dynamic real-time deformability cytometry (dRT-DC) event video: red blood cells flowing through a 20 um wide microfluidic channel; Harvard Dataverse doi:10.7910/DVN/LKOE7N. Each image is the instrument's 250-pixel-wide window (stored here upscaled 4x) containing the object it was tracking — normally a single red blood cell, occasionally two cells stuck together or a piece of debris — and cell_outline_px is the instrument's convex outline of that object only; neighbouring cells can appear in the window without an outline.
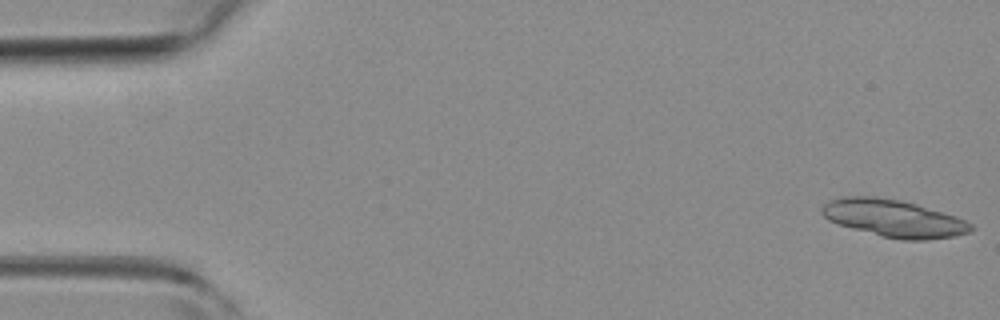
{"species": "common noctule bat (a hibernating species)", "species_latin": "Nyctalus noctula", "temperature_condition": "room temperature", "stored_images_in_passage": 48, "segment_of_instrument_passage": [1, 2], "camera_frame_rate_fps": 3000, "um_per_image_px": 0.085, "animal": {"sex": "female", "body_mass_g": 19.3, "forearm_length_mm": 54.1}, "frame": {"image": 1, "passage_image": 1, "time_ms": 0.0, "image_size_px": [1000, 320], "cell_outline_px": [[976, 228], [968, 232], [956, 236], [924, 240], [904, 240], [880, 236], [852, 228], [828, 220], [820, 212], [820, 208], [828, 200], [844, 196], [876, 196], [900, 200], [916, 204], [956, 216], [972, 224]], "centroid_in_image_um": [75.95, 18.55], "position_along_channel_um": 9.0, "area_um2": 32.48}}